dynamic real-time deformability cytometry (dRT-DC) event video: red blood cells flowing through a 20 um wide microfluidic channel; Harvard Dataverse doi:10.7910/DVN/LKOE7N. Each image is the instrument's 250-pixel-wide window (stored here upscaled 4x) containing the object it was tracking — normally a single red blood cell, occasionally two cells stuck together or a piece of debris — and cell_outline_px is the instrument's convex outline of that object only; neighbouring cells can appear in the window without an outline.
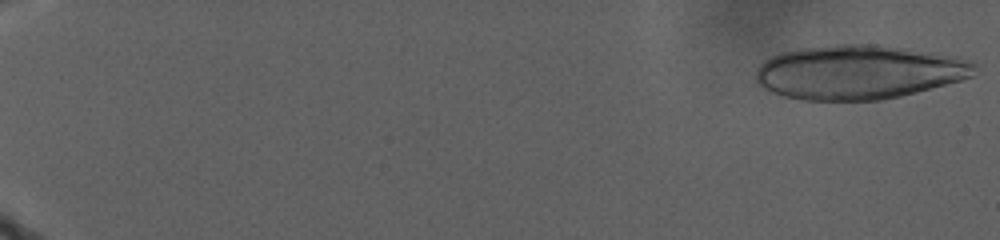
{"species": "human", "species_latin": "Homo sapiens", "temperature_condition": "warm", "stored_images_in_passage": 37, "camera_frame_rate_fps": 3000, "um_per_image_px": 0.085, "donor": {"sex": "male"}, "frame": {"image": 1, "passage_image": 2, "time_ms": 0.333, "image_size_px": [1000, 240], "cell_outline_px": [[976, 64], [972, 76], [960, 80], [916, 92], [884, 100], [800, 100], [784, 96], [772, 92], [756, 84], [756, 68], [760, 64], [772, 56], [784, 52], [800, 48], [840, 44], [872, 44], [956, 56], [968, 60]], "centroid_in_image_um": [72.95, 6.14], "position_along_channel_um": 12.1, "area_um2": 68.67}}
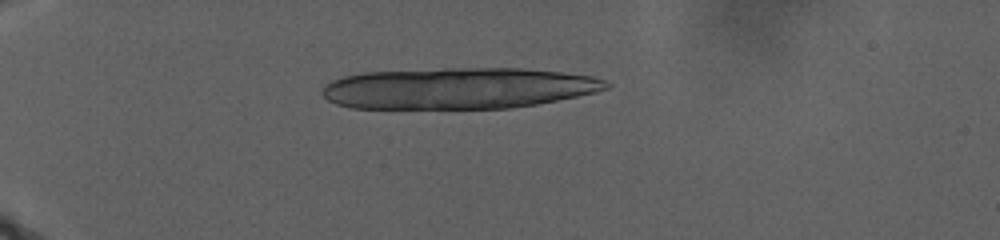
{"frame": {"image": 2, "passage_image": 25, "time_ms": 10.0, "image_size_px": [1000, 240], "cell_outline_px": [[612, 84], [608, 88], [596, 92], [536, 104], [512, 108], [352, 108], [336, 104], [328, 100], [320, 92], [332, 80], [344, 76], [364, 72], [448, 68], [520, 68], [560, 72], [592, 76], [608, 80]], "centroid_in_image_um": [38.98, 7.5], "position_along_channel_um": 46.0, "area_um2": 68.2}}